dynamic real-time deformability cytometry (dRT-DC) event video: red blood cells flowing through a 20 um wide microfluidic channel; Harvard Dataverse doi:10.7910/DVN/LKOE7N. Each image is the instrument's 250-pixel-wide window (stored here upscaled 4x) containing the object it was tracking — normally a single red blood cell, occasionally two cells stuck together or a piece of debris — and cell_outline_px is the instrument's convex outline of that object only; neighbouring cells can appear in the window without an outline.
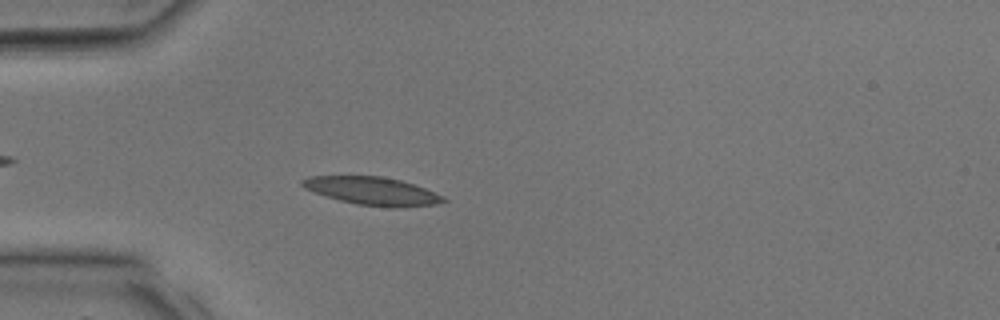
{"species": "common noctule bat (a hibernating species)", "species_latin": "Nyctalus noctula", "temperature_condition": "room temperature", "stored_images_in_passage": 32, "camera_frame_rate_fps": 3000, "um_per_image_px": 0.085, "animal": {"sex": "male", "body_mass_g": 17.9, "forearm_length_mm": 54.2}, "frame": {"image": 1, "passage_image": 9, "time_ms": 2.667, "image_size_px": [1000, 320], "cell_outline_px": [[448, 200], [436, 204], [356, 204], [324, 196], [304, 188], [300, 184], [300, 180], [308, 176], [380, 176], [400, 180], [424, 188], [444, 196]], "centroid_in_image_um": [31.51, 16.17], "position_along_channel_um": 53.5, "area_um2": 21.85}}
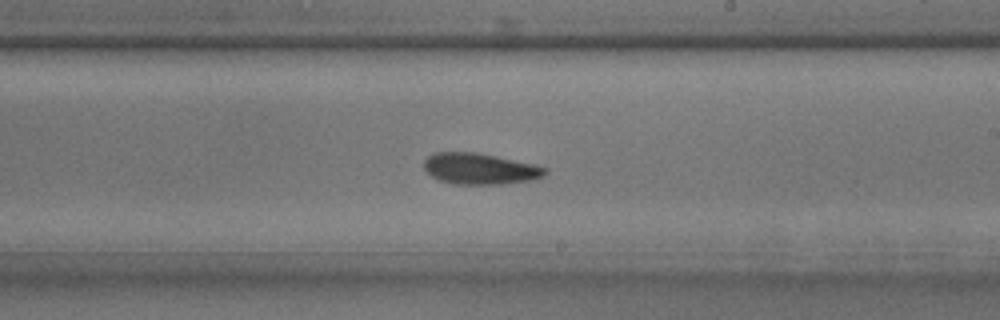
{"frame": {"image": 2, "passage_image": 19, "time_ms": 6.0, "image_size_px": [1000, 320], "cell_outline_px": [[548, 172], [544, 176], [528, 180], [504, 184], [452, 184], [440, 180], [432, 176], [424, 168], [424, 160], [428, 156], [436, 152], [476, 152], [496, 156], [532, 164], [548, 168]], "centroid_in_image_um": [40.78, 14.34], "position_along_channel_um": 248.2, "area_um2": 21.85}}
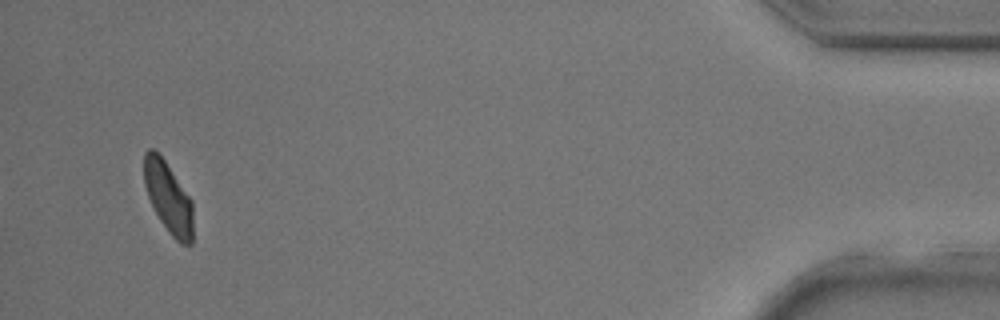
{"frame": {"image": 3, "passage_image": 31, "time_ms": 10.0, "image_size_px": [1000, 320], "cell_outline_px": [[192, 244], [180, 244], [172, 236], [160, 220], [148, 196], [144, 184], [144, 152], [148, 148], [152, 148], [164, 160], [192, 200]], "centroid_in_image_um": [14.3, 16.79], "position_along_channel_um": 420.9, "area_um2": 19.94}}